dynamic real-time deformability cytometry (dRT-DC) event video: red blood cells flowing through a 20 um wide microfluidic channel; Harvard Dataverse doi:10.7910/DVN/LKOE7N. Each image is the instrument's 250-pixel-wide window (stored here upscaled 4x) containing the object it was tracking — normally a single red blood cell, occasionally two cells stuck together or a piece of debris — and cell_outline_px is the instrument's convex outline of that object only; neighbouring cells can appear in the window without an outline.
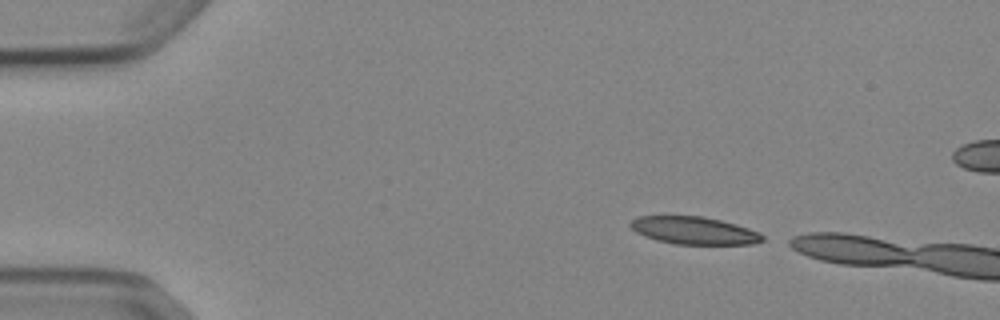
{"species": "Egyptian fruit bat (a non-hibernating species)", "species_latin": "Rousettus aegyptiacus", "temperature_condition": "cold", "stored_images_in_passage": 8, "camera_frame_rate_fps": 3000, "um_per_image_px": 0.085, "animal": {"sex": "female"}, "frame": {"image": 1, "passage_image": 1, "time_ms": 0.0, "image_size_px": [1000, 320], "cell_outline_px": [[764, 240], [752, 244], [676, 244], [656, 240], [644, 236], [636, 232], [628, 224], [632, 220], [640, 216], [704, 216], [736, 224], [760, 232], [764, 236]], "centroid_in_image_um": [59.0, 19.59], "position_along_channel_um": 26.0, "area_um2": 21.21}}